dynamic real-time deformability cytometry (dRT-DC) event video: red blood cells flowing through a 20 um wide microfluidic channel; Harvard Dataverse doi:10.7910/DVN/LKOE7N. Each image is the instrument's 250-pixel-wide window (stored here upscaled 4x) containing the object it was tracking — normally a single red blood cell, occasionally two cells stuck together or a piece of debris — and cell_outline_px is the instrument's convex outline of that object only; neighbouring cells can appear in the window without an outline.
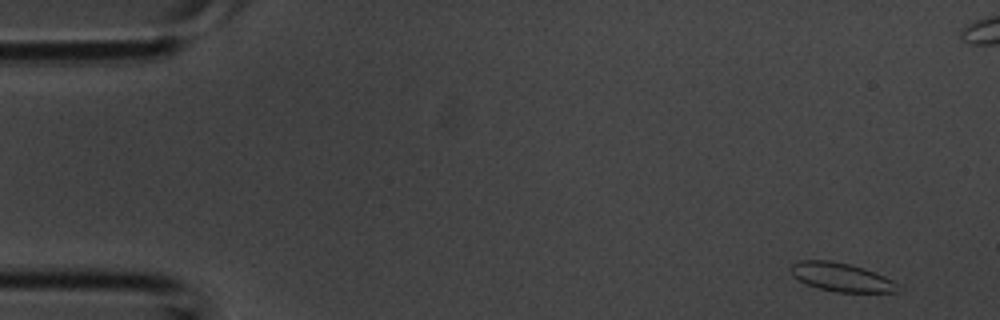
{"species": "common noctule bat (a hibernating species)", "species_latin": "Nyctalus noctula", "temperature_condition": "room temperature", "stored_images_in_passage": 4, "camera_frame_rate_fps": 3000, "um_per_image_px": 0.085, "animal": {"sex": "male", "body_mass_g": 20.1, "forearm_length_mm": 53.5}, "frame": {"image": 1, "passage_image": 1, "time_ms": 0.0, "image_size_px": [1000, 320], "cell_outline_px": [[896, 292], [836, 292], [820, 288], [808, 284], [800, 280], [792, 272], [792, 264], [800, 260], [832, 260], [864, 268], [884, 276], [892, 280], [896, 284]], "centroid_in_image_um": [71.51, 23.55], "position_along_channel_um": 13.5, "area_um2": 17.34}}